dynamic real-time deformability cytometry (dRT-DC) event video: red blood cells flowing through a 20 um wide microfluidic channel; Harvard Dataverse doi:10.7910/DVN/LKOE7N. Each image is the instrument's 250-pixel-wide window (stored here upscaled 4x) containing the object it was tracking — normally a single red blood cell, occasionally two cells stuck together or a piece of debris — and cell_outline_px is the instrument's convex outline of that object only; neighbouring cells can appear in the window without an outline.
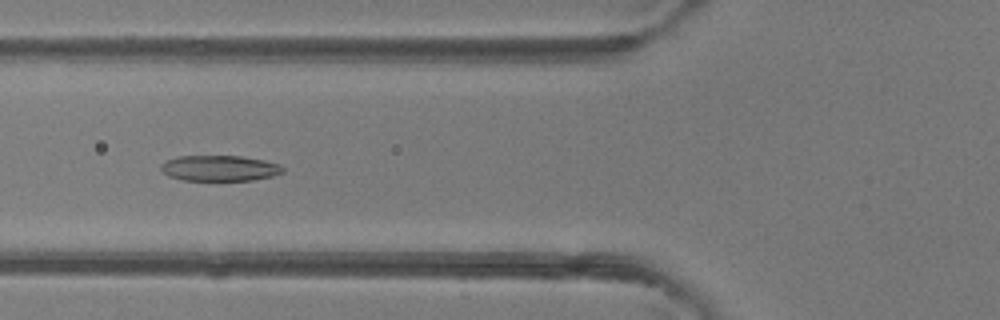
{"species": "common noctule bat (a hibernating species)", "species_latin": "Nyctalus noctula", "temperature_condition": "room temperature", "stored_images_in_passage": 49, "camera_frame_rate_fps": 3000, "um_per_image_px": 0.085, "animal": {"sex": "female"}, "frame": {"image": 1, "passage_image": 19, "time_ms": 6.0, "image_size_px": [1000, 320], "cell_outline_px": [[284, 172], [272, 176], [252, 180], [184, 180], [168, 176], [160, 168], [160, 164], [168, 160], [180, 156], [240, 156], [264, 160], [280, 164], [284, 168]], "centroid_in_image_um": [18.69, 14.29], "position_along_channel_um": 107.1, "area_um2": 18.15}}
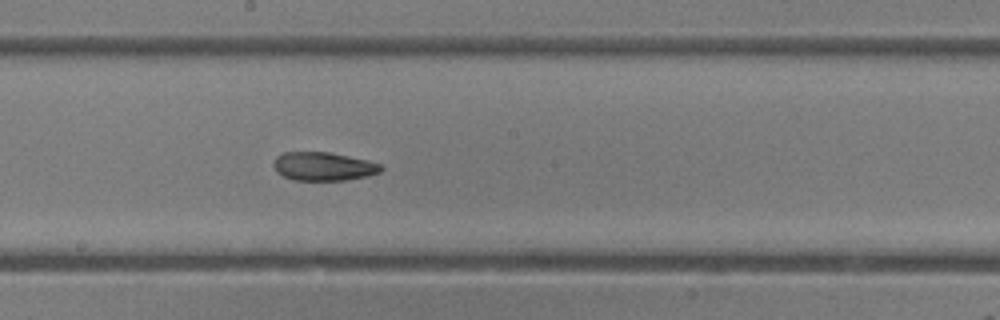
{"frame": {"image": 2, "passage_image": 27, "time_ms": 8.667, "image_size_px": [1000, 320], "cell_outline_px": [[384, 168], [380, 172], [368, 176], [348, 180], [292, 180], [276, 172], [272, 164], [276, 156], [284, 152], [328, 152], [368, 160], [380, 164]], "centroid_in_image_um": [27.48, 14.15], "position_along_channel_um": 220.7, "area_um2": 17.98}}
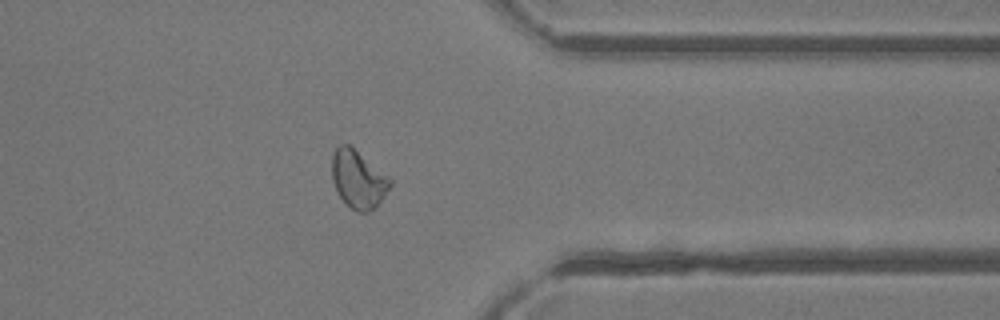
{"frame": {"image": 3, "passage_image": 39, "time_ms": 12.667, "image_size_px": [1000, 320], "cell_outline_px": [[392, 184], [380, 200], [368, 212], [356, 212], [340, 196], [332, 180], [332, 152], [340, 144], [352, 144], [388, 176], [392, 180]], "centroid_in_image_um": [30.43, 15.17], "position_along_channel_um": 381.0, "area_um2": 19.54}, "authors_computed_cell_mechanics": {"area_um2": 19.9988, "velocity_mm_per_s": 4.2406, "shape_relaxation_time_tau1_ms": null, "shape_relaxation_time_tau2_ms": 2.2951, "deformation_change_tau1": null, "deformation_change_tau2": 0.0823}}